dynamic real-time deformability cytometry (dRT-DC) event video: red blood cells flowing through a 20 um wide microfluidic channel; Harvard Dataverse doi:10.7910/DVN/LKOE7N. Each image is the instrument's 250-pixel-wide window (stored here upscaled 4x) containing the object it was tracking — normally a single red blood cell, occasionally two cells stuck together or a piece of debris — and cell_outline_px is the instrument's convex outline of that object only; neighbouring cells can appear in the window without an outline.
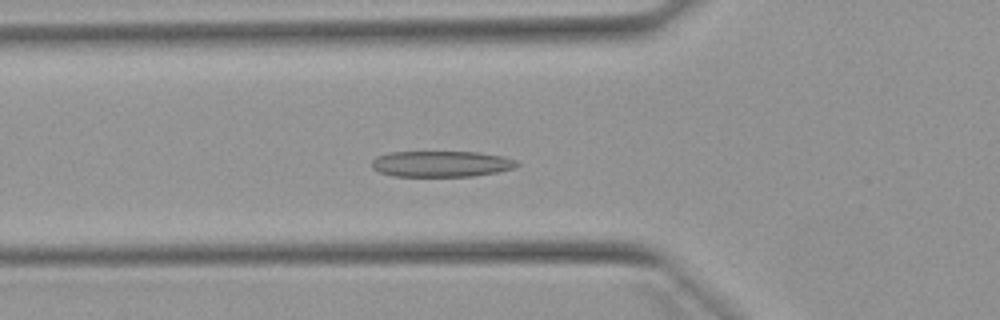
{"species": "Egyptian fruit bat (a non-hibernating species)", "species_latin": "Rousettus aegyptiacus", "temperature_condition": "warm", "stored_images_in_passage": 42, "camera_frame_rate_fps": 3000, "um_per_image_px": 0.085, "animal": {"sex": "female"}, "frame": {"image": 1, "passage_image": 12, "time_ms": 3.667, "image_size_px": [1000, 320], "cell_outline_px": [[520, 164], [516, 168], [496, 172], [472, 176], [392, 176], [380, 172], [372, 168], [372, 160], [376, 156], [388, 152], [476, 152], [500, 156], [516, 160]], "centroid_in_image_um": [37.49, 13.93], "position_along_channel_um": 88.3, "area_um2": 21.96}}
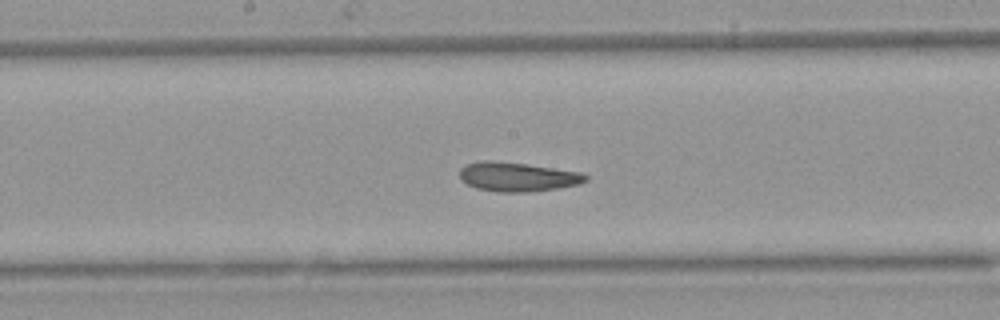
{"frame": {"image": 2, "passage_image": 21, "time_ms": 6.667, "image_size_px": [1000, 320], "cell_outline_px": [[588, 180], [580, 184], [556, 188], [524, 192], [496, 192], [476, 188], [460, 180], [460, 168], [464, 164], [480, 160], [492, 160], [528, 164], [580, 172], [588, 176]], "centroid_in_image_um": [43.94, 15.02], "position_along_channel_um": 204.3, "area_um2": 21.56}}
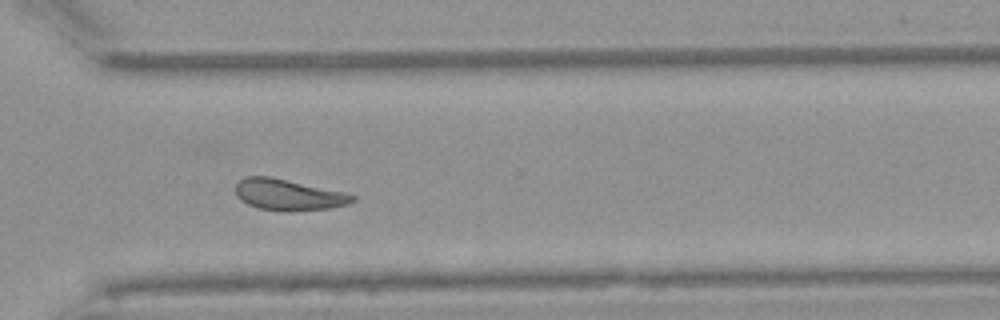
{"frame": {"image": 3, "passage_image": 32, "time_ms": 10.333, "image_size_px": [1000, 320], "cell_outline_px": [[356, 200], [348, 204], [328, 208], [256, 208], [248, 204], [236, 192], [236, 184], [244, 176], [268, 176], [344, 192], [356, 196]], "centroid_in_image_um": [24.52, 16.5], "position_along_channel_um": 346.1, "area_um2": 19.94}, "authors_computed_cell_mechanics": {"area_um2": 21.5594, "velocity_mm_per_s": 3.8751, "shape_relaxation_time_tau1_ms": null, "shape_relaxation_time_tau2_ms": 5.8596, "deformation_change_tau1": null, "deformation_change_tau2": 0.1228}}